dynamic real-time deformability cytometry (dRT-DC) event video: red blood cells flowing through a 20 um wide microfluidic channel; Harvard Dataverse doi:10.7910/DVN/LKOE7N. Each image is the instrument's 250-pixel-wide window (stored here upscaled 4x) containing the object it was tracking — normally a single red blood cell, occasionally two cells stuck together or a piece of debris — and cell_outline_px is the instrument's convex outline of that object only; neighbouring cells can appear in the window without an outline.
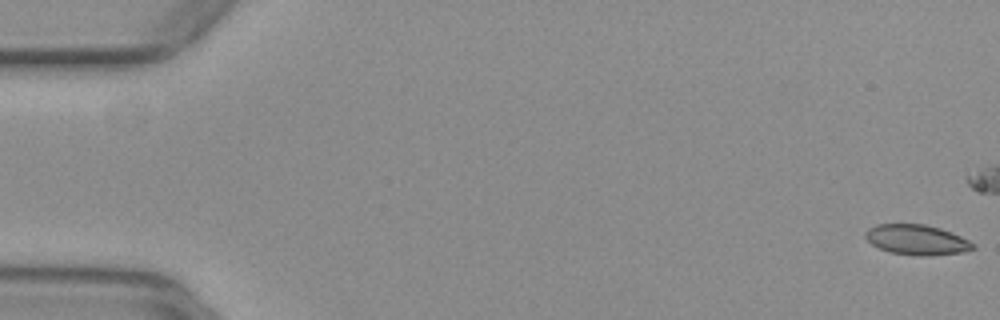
{"species": "common noctule bat (a hibernating species)", "species_latin": "Nyctalus noctula", "temperature_condition": "warm", "stored_images_in_passage": 19, "camera_frame_rate_fps": 3000, "um_per_image_px": 0.085, "animal": {"sex": "female", "body_mass_g": 29.2, "forearm_length_mm": 56.3}, "frame": {"image": 1, "passage_image": 1, "time_ms": 0.0, "image_size_px": [1000, 320], "cell_outline_px": [[976, 248], [960, 252], [924, 256], [920, 256], [892, 252], [880, 248], [872, 244], [864, 236], [864, 232], [868, 228], [876, 224], [924, 224], [940, 228], [952, 232], [976, 244]], "centroid_in_image_um": [77.92, 20.36], "position_along_channel_um": 7.1, "area_um2": 18.79}}